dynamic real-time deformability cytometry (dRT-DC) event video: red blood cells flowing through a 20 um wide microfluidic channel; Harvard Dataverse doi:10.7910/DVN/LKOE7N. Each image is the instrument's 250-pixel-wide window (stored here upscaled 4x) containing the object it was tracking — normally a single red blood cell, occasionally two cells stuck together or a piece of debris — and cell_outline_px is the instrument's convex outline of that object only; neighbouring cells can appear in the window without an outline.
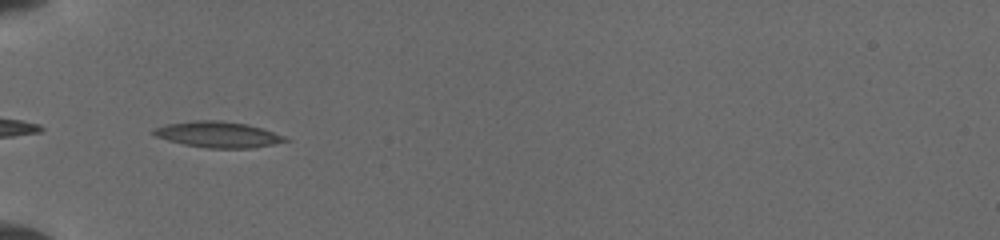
{"species": "common noctule bat (a hibernating species)", "species_latin": "Nyctalus noctula", "temperature_condition": "cold", "stored_images_in_passage": 45, "camera_frame_rate_fps": 3000, "um_per_image_px": 0.085, "animal": {"sex": "female", "body_mass_g": 19.5, "forearm_length_mm": 54.1}, "frame": {"image": 1, "passage_image": 1, "time_ms": 0.0, "image_size_px": [1000, 240], "cell_outline_px": [[292, 140], [252, 148], [208, 148], [184, 144], [168, 140], [156, 136], [148, 132], [152, 128], [164, 124], [196, 120], [220, 120], [248, 124], [284, 136]], "centroid_in_image_um": [18.47, 11.42], "position_along_channel_um": 66.5, "area_um2": 19.94}}
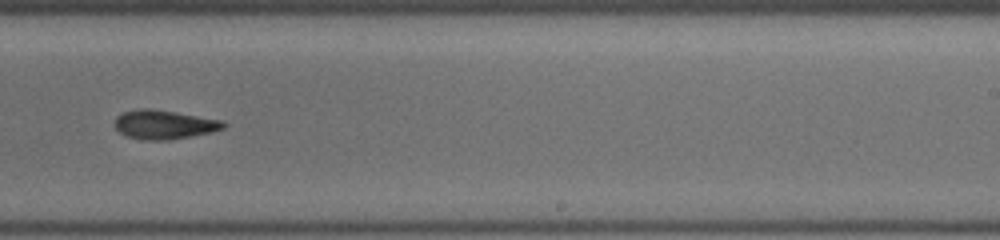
{"frame": {"image": 2, "passage_image": 22, "time_ms": 5.333, "image_size_px": [1000, 240], "cell_outline_px": [[228, 124], [224, 128], [208, 132], [168, 140], [144, 140], [128, 136], [120, 132], [116, 128], [116, 116], [124, 112], [136, 108], [152, 108], [176, 112], [220, 120]], "centroid_in_image_um": [13.92, 10.57], "position_along_channel_um": 275.1, "area_um2": 18.09}}
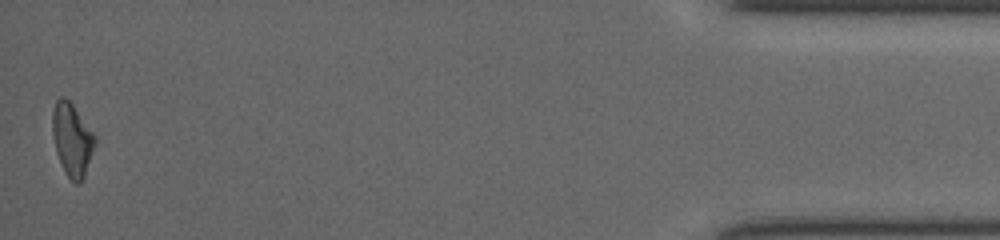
{"frame": {"image": 3, "passage_image": 45, "time_ms": 11.0, "image_size_px": [1000, 240], "cell_outline_px": [[96, 144], [84, 176], [80, 184], [76, 184], [68, 176], [56, 152], [52, 132], [52, 112], [56, 100], [60, 96], [64, 96], [72, 104], [96, 136]], "centroid_in_image_um": [6.13, 11.84], "position_along_channel_um": 429.1, "area_um2": 17.86}}